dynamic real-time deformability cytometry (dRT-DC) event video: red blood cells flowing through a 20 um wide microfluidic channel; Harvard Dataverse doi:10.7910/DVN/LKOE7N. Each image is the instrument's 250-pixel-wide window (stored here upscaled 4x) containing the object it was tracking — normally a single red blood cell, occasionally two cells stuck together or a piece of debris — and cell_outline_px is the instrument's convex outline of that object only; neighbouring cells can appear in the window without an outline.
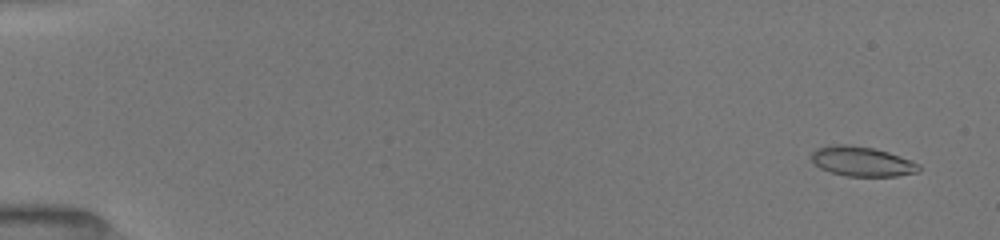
{"species": "common noctule bat (a hibernating species)", "species_latin": "Nyctalus noctula", "temperature_condition": "room temperature", "stored_images_in_passage": 10, "camera_frame_rate_fps": 3000, "um_per_image_px": 0.085, "animal": {"sex": "female", "body_mass_g": 19.5, "forearm_length_mm": 54.1}, "frame": {"image": 1, "passage_image": 2, "time_ms": 0.667, "image_size_px": [1000, 240], "cell_outline_px": [[920, 172], [896, 176], [844, 176], [820, 168], [812, 160], [812, 152], [816, 148], [836, 144], [852, 144], [872, 148], [888, 152], [920, 164]], "centroid_in_image_um": [73.27, 13.72], "position_along_channel_um": 11.7, "area_um2": 18.55}}
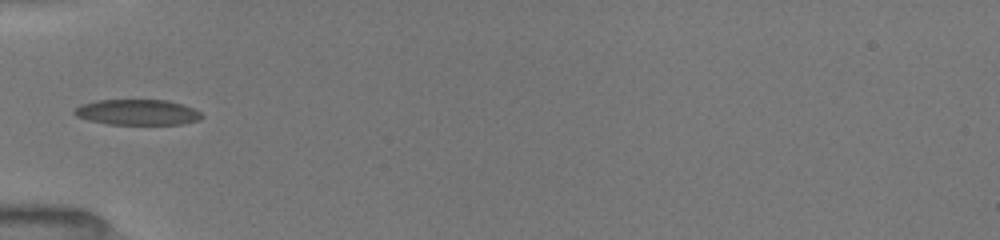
{"frame": {"image": 2, "passage_image": 8, "time_ms": 6.0, "image_size_px": [1000, 240], "cell_outline_px": [[204, 116], [200, 120], [184, 124], [108, 124], [88, 120], [76, 116], [72, 112], [80, 104], [96, 100], [164, 100], [184, 104], [200, 112]], "centroid_in_image_um": [11.68, 9.54], "position_along_channel_um": 73.3, "area_um2": 19.07}}
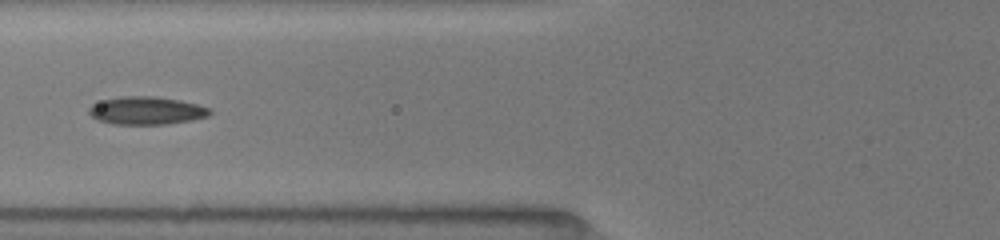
{"frame": {"image": 3, "passage_image": 9, "time_ms": 7.0, "image_size_px": [1000, 240], "cell_outline_px": [[212, 112], [208, 116], [192, 120], [164, 124], [112, 124], [100, 120], [92, 116], [88, 112], [88, 108], [92, 104], [104, 100], [120, 96], [156, 96], [180, 100], [212, 108]], "centroid_in_image_um": [12.47, 9.39], "position_along_channel_um": 113.3, "area_um2": 19.65}}